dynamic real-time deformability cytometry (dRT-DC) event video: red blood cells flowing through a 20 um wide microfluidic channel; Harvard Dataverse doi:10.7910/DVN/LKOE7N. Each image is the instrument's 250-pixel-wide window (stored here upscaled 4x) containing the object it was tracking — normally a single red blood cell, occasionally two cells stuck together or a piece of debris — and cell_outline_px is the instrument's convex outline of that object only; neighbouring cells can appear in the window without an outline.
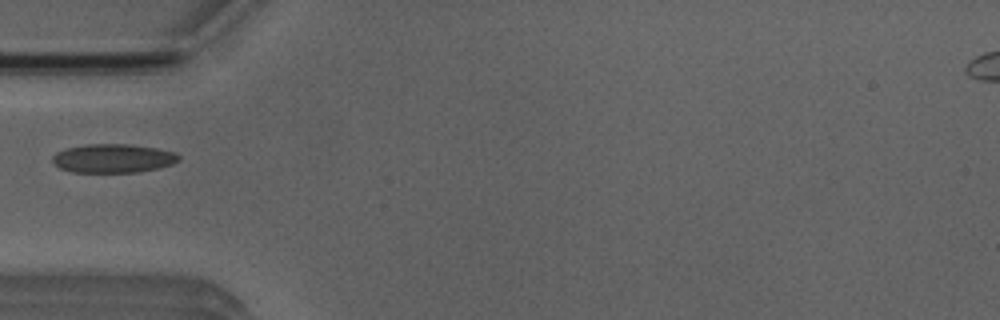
{"species": "Egyptian fruit bat (a non-hibernating species)", "species_latin": "Rousettus aegyptiacus", "temperature_condition": "room temperature", "stored_images_in_passage": 3, "camera_frame_rate_fps": 3000, "um_per_image_px": 0.085, "animal": {"sex": "male"}, "frame": {"image": 1, "passage_image": 1, "time_ms": 0.0, "image_size_px": [1000, 320], "cell_outline_px": [[180, 160], [172, 164], [140, 172], [72, 172], [60, 168], [52, 160], [52, 156], [56, 152], [64, 148], [84, 144], [128, 144], [156, 148], [176, 152], [180, 156]], "centroid_in_image_um": [9.61, 13.45], "position_along_channel_um": 75.4, "area_um2": 21.27}}